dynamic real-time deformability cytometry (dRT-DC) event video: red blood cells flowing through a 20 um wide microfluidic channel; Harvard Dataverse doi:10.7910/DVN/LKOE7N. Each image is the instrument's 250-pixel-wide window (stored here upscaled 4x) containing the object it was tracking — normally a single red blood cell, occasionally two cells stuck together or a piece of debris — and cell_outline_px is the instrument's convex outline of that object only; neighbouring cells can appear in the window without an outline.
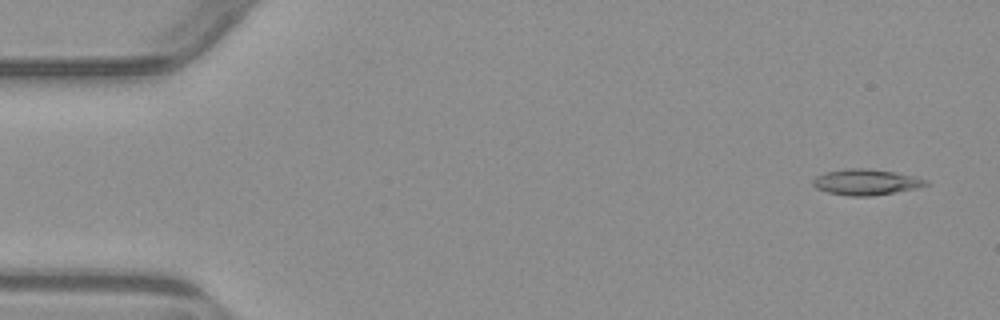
{"species": "common noctule bat (a hibernating species)", "species_latin": "Nyctalus noctula", "temperature_condition": "warm", "stored_images_in_passage": 6, "segment_of_instrument_passage": [2, 2], "camera_frame_rate_fps": 3000, "um_per_image_px": 0.085, "animal": {"sex": "male", "body_mass_g": 23.1, "forearm_length_mm": 52.7}, "frame": {"image": 1, "passage_image": 6, "time_ms": 6.0, "image_size_px": [1000, 320], "cell_outline_px": [[928, 184], [916, 188], [872, 196], [848, 196], [828, 192], [816, 188], [812, 184], [812, 180], [816, 176], [824, 172], [844, 168], [868, 168], [896, 172], [928, 180]], "centroid_in_image_um": [73.56, 15.46], "position_along_channel_um": 11.4, "area_um2": 17.05}}